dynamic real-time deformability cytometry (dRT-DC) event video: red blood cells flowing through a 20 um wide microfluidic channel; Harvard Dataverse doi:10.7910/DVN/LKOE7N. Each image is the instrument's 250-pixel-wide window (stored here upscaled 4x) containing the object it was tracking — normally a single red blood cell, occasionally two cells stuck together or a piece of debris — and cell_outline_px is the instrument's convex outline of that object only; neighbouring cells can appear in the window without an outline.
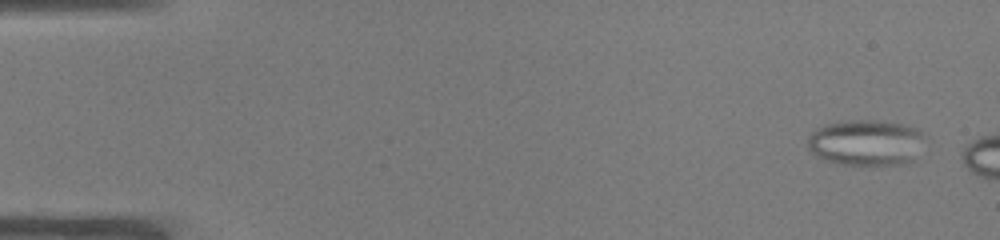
{"species": "common noctule bat (a hibernating species)", "species_latin": "Nyctalus noctula", "temperature_condition": "warm", "stored_images_in_passage": 5, "camera_frame_rate_fps": 3000, "um_per_image_px": 0.085, "animal": {"sex": "male", "body_mass_g": 19.0, "forearm_length_mm": 50.8}, "frame": {"image": 1, "passage_image": 1, "time_ms": 0.0, "image_size_px": [1000, 240], "cell_outline_px": [[928, 136], [912, 160], [908, 164], [836, 164], [824, 160], [816, 156], [808, 148], [808, 140], [812, 132], [816, 128], [824, 124], [844, 120], [876, 120], [908, 124], [924, 132]], "centroid_in_image_um": [73.64, 12.1], "position_along_channel_um": 11.4, "area_um2": 31.85}}